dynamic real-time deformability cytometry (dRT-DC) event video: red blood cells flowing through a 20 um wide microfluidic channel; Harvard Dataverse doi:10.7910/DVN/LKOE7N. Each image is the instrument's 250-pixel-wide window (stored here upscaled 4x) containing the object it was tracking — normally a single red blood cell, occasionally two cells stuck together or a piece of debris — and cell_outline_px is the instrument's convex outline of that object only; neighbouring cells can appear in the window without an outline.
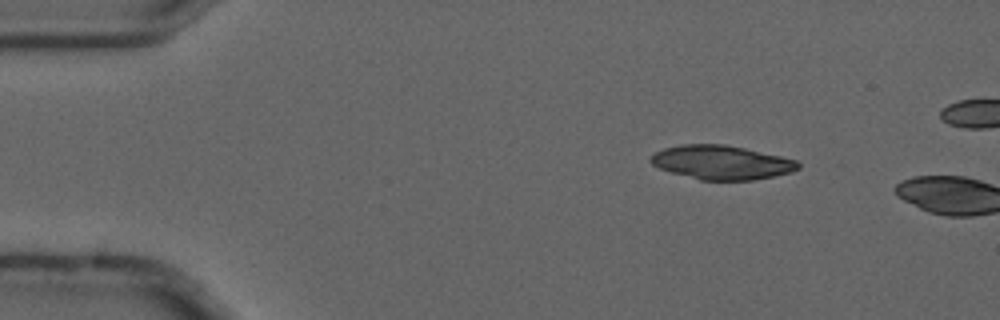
{"species": "common noctule bat (a hibernating species)", "species_latin": "Nyctalus noctula", "temperature_condition": "cold", "stored_images_in_passage": 3, "camera_frame_rate_fps": 3000, "um_per_image_px": 0.085, "animal": {"sex": "male", "forearm_length_mm": 52.5}, "frame": {"image": 1, "passage_image": 2, "time_ms": 0.333, "image_size_px": [1000, 320], "cell_outline_px": [[800, 168], [792, 172], [752, 180], [700, 180], [672, 172], [660, 168], [652, 164], [648, 160], [656, 152], [664, 148], [680, 144], [724, 144], [744, 148], [780, 156], [796, 160], [800, 164]], "centroid_in_image_um": [61.33, 13.8], "position_along_channel_um": 23.7, "area_um2": 29.02}}